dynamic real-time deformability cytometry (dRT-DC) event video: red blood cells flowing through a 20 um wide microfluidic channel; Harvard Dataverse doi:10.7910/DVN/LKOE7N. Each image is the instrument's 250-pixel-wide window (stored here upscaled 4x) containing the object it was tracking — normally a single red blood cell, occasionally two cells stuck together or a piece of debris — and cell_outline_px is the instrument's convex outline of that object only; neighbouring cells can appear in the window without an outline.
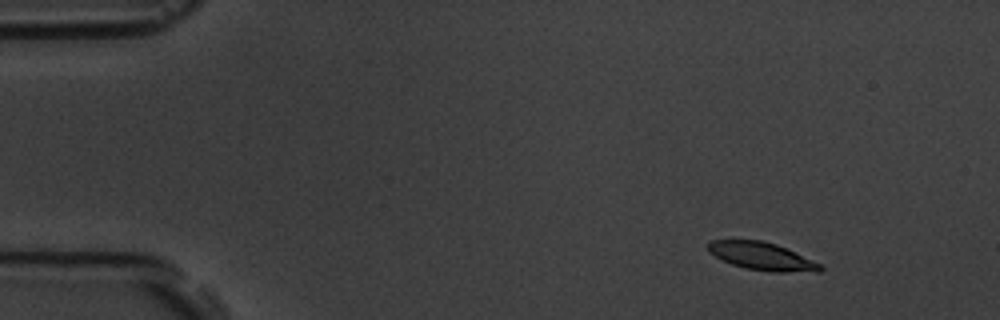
{"species": "common noctule bat (a hibernating species)", "species_latin": "Nyctalus noctula", "temperature_condition": "room temperature", "stored_images_in_passage": 4, "camera_frame_rate_fps": 3000, "um_per_image_px": 0.085, "animal": {"sex": "male", "body_mass_g": 19.5, "forearm_length_mm": 54.6}, "frame": {"image": 1, "passage_image": 1, "time_ms": 0.0, "image_size_px": [1000, 320], "cell_outline_px": [[824, 268], [820, 272], [772, 272], [748, 268], [732, 264], [708, 252], [708, 240], [760, 240], [776, 244], [820, 264]], "centroid_in_image_um": [64.76, 21.78], "position_along_channel_um": 20.2, "area_um2": 17.86}}
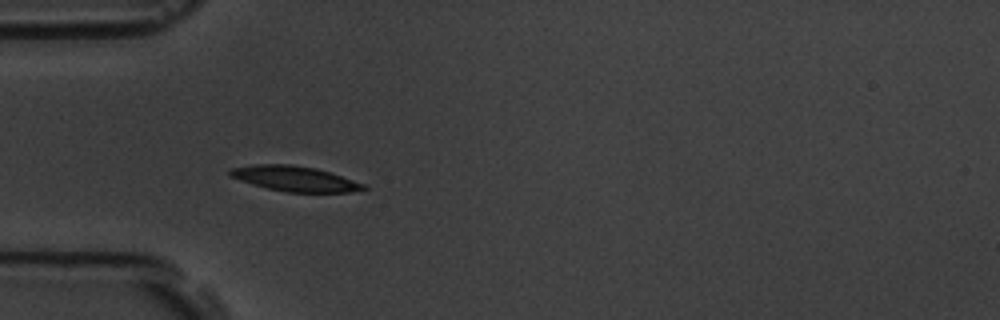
{"frame": {"image": 2, "passage_image": 4, "time_ms": 3.667, "image_size_px": [1000, 320], "cell_outline_px": [[368, 188], [348, 192], [288, 192], [268, 188], [252, 184], [228, 176], [228, 172], [232, 168], [252, 164], [292, 164], [316, 168], [364, 184]], "centroid_in_image_um": [25.0, 15.18], "position_along_channel_um": 60.0, "area_um2": 19.36}}